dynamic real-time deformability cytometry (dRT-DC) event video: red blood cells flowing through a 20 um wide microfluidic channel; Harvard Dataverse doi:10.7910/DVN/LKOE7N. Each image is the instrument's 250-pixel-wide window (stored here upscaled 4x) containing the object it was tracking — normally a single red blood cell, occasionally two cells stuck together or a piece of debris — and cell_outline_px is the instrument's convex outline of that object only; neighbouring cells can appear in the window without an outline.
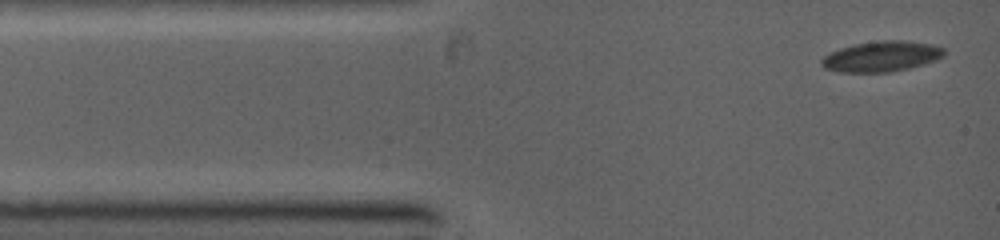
{"species": "common noctule bat (a hibernating species)", "species_latin": "Nyctalus noctula", "temperature_condition": "warm", "stored_images_in_passage": 12, "camera_frame_rate_fps": 5000, "um_per_image_px": 0.085, "animal": {"sex": "female", "body_mass_g": 19.0, "forearm_length_mm": 53.3}, "frame": {"image": 1, "passage_image": 1, "time_ms": 0.0, "image_size_px": [1000, 240], "cell_outline_px": [[944, 56], [936, 60], [924, 64], [892, 72], [840, 72], [824, 68], [820, 64], [820, 60], [824, 56], [840, 48], [856, 44], [884, 40], [904, 40], [932, 44], [944, 48]], "centroid_in_image_um": [74.94, 4.8], "position_along_channel_um": 10.1, "area_um2": 21.73}}
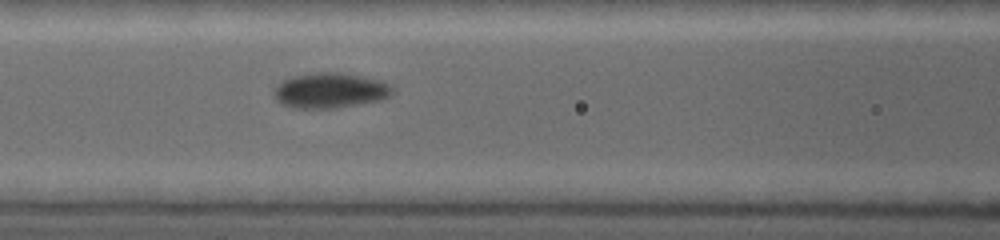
{"frame": {"image": 2, "passage_image": 9, "time_ms": 4.0, "image_size_px": [1000, 240], "cell_outline_px": [[392, 92], [388, 96], [380, 100], [336, 108], [292, 108], [276, 100], [276, 84], [292, 76], [316, 72], [336, 72], [360, 76], [380, 80], [392, 84]], "centroid_in_image_um": [28.07, 7.68], "position_along_channel_um": 138.5, "area_um2": 24.1}}
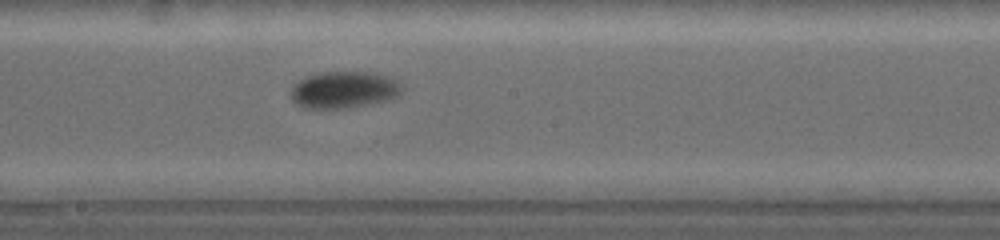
{"frame": {"image": 3, "passage_image": 12, "time_ms": 5.8, "image_size_px": [1000, 240], "cell_outline_px": [[400, 96], [388, 100], [340, 108], [308, 108], [292, 100], [292, 88], [304, 76], [324, 72], [376, 72], [392, 76], [400, 80]], "centroid_in_image_um": [29.3, 7.6], "position_along_channel_um": 218.9, "area_um2": 23.64}}